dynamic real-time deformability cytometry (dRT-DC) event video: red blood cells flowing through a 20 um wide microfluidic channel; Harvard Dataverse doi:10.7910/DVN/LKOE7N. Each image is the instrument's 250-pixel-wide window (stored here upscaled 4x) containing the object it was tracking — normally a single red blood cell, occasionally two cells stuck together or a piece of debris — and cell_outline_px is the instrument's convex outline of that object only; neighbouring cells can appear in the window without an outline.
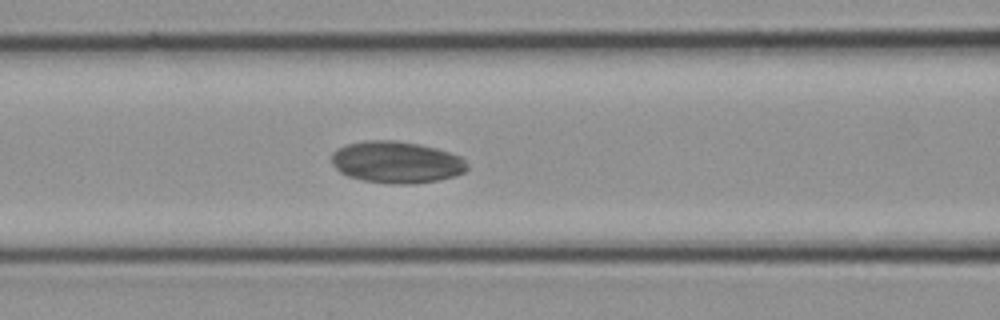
{"species": "common noctule bat (a hibernating species)", "species_latin": "Nyctalus noctula", "temperature_condition": "cold", "stored_images_in_passage": 27, "segment_of_instrument_passage": [1, 2], "camera_frame_rate_fps": 3000, "um_per_image_px": 0.085, "animal": {"sex": "female", "body_mass_g": 21.9}, "frame": {"image": 1, "passage_image": 10, "time_ms": 3.0, "image_size_px": [1000, 320], "cell_outline_px": [[468, 168], [464, 172], [456, 176], [436, 180], [412, 184], [392, 184], [364, 180], [348, 176], [340, 172], [332, 164], [332, 152], [336, 148], [348, 144], [364, 140], [396, 140], [420, 144], [436, 148], [460, 156], [468, 164]], "centroid_in_image_um": [33.69, 13.78], "position_along_channel_um": 132.9, "area_um2": 33.12}}
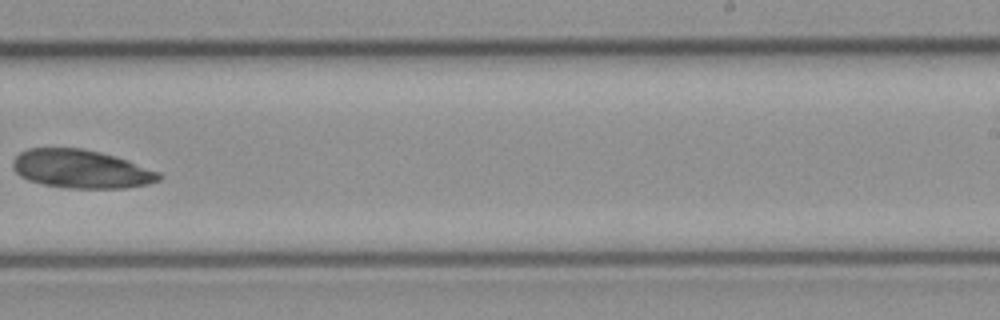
{"frame": {"image": 2, "passage_image": 16, "time_ms": 5.0, "image_size_px": [1000, 320], "cell_outline_px": [[164, 176], [160, 180], [148, 184], [128, 188], [64, 188], [44, 184], [28, 180], [20, 176], [12, 168], [12, 160], [20, 152], [28, 148], [84, 148], [116, 156], [128, 160], [160, 172]], "centroid_in_image_um": [6.91, 14.36], "position_along_channel_um": 282.1, "area_um2": 33.06}}
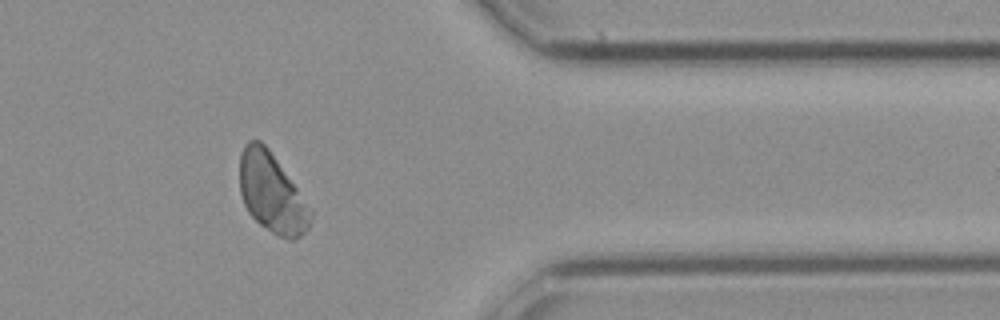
{"frame": {"image": 3, "passage_image": 21, "time_ms": 6.667, "image_size_px": [1000, 320], "cell_outline_px": [[312, 220], [308, 228], [300, 236], [292, 240], [288, 240], [276, 236], [260, 224], [248, 212], [244, 204], [240, 192], [240, 152], [244, 144], [248, 140], [260, 140], [268, 148], [312, 208]], "centroid_in_image_um": [23.11, 16.42], "position_along_channel_um": 388.3, "area_um2": 33.0}}